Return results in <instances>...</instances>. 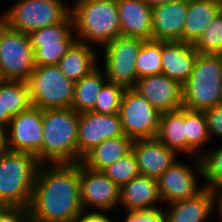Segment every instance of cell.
<instances>
[{"label": "cell", "mask_w": 222, "mask_h": 222, "mask_svg": "<svg viewBox=\"0 0 222 222\" xmlns=\"http://www.w3.org/2000/svg\"><path fill=\"white\" fill-rule=\"evenodd\" d=\"M217 146L199 156L204 188L211 191L222 188V145Z\"/></svg>", "instance_id": "cell-31"}, {"label": "cell", "mask_w": 222, "mask_h": 222, "mask_svg": "<svg viewBox=\"0 0 222 222\" xmlns=\"http://www.w3.org/2000/svg\"><path fill=\"white\" fill-rule=\"evenodd\" d=\"M97 50V51H96ZM100 50L93 46L76 41L60 59L57 67L73 82L90 74L99 66Z\"/></svg>", "instance_id": "cell-22"}, {"label": "cell", "mask_w": 222, "mask_h": 222, "mask_svg": "<svg viewBox=\"0 0 222 222\" xmlns=\"http://www.w3.org/2000/svg\"><path fill=\"white\" fill-rule=\"evenodd\" d=\"M119 114L123 132L132 141L156 137L161 113L133 88L125 89Z\"/></svg>", "instance_id": "cell-10"}, {"label": "cell", "mask_w": 222, "mask_h": 222, "mask_svg": "<svg viewBox=\"0 0 222 222\" xmlns=\"http://www.w3.org/2000/svg\"><path fill=\"white\" fill-rule=\"evenodd\" d=\"M145 1L147 2L148 5H150L151 7H154L160 4H165L172 0H145Z\"/></svg>", "instance_id": "cell-43"}, {"label": "cell", "mask_w": 222, "mask_h": 222, "mask_svg": "<svg viewBox=\"0 0 222 222\" xmlns=\"http://www.w3.org/2000/svg\"><path fill=\"white\" fill-rule=\"evenodd\" d=\"M121 36L152 40V7L145 0H117Z\"/></svg>", "instance_id": "cell-20"}, {"label": "cell", "mask_w": 222, "mask_h": 222, "mask_svg": "<svg viewBox=\"0 0 222 222\" xmlns=\"http://www.w3.org/2000/svg\"><path fill=\"white\" fill-rule=\"evenodd\" d=\"M155 138L178 155L186 156V109L161 113Z\"/></svg>", "instance_id": "cell-24"}, {"label": "cell", "mask_w": 222, "mask_h": 222, "mask_svg": "<svg viewBox=\"0 0 222 222\" xmlns=\"http://www.w3.org/2000/svg\"><path fill=\"white\" fill-rule=\"evenodd\" d=\"M81 203L84 210H117L120 200V187L103 171H95L79 162Z\"/></svg>", "instance_id": "cell-13"}, {"label": "cell", "mask_w": 222, "mask_h": 222, "mask_svg": "<svg viewBox=\"0 0 222 222\" xmlns=\"http://www.w3.org/2000/svg\"><path fill=\"white\" fill-rule=\"evenodd\" d=\"M193 46L198 53L222 55V15L220 13L211 21Z\"/></svg>", "instance_id": "cell-33"}, {"label": "cell", "mask_w": 222, "mask_h": 222, "mask_svg": "<svg viewBox=\"0 0 222 222\" xmlns=\"http://www.w3.org/2000/svg\"><path fill=\"white\" fill-rule=\"evenodd\" d=\"M75 42H60V45L32 46L36 66L57 65Z\"/></svg>", "instance_id": "cell-35"}, {"label": "cell", "mask_w": 222, "mask_h": 222, "mask_svg": "<svg viewBox=\"0 0 222 222\" xmlns=\"http://www.w3.org/2000/svg\"><path fill=\"white\" fill-rule=\"evenodd\" d=\"M218 0H188L183 41L194 43L220 11Z\"/></svg>", "instance_id": "cell-23"}, {"label": "cell", "mask_w": 222, "mask_h": 222, "mask_svg": "<svg viewBox=\"0 0 222 222\" xmlns=\"http://www.w3.org/2000/svg\"><path fill=\"white\" fill-rule=\"evenodd\" d=\"M7 150L6 129L0 127V154L6 152Z\"/></svg>", "instance_id": "cell-42"}, {"label": "cell", "mask_w": 222, "mask_h": 222, "mask_svg": "<svg viewBox=\"0 0 222 222\" xmlns=\"http://www.w3.org/2000/svg\"><path fill=\"white\" fill-rule=\"evenodd\" d=\"M39 166L32 154L9 150L0 154V202L4 207H30Z\"/></svg>", "instance_id": "cell-4"}, {"label": "cell", "mask_w": 222, "mask_h": 222, "mask_svg": "<svg viewBox=\"0 0 222 222\" xmlns=\"http://www.w3.org/2000/svg\"><path fill=\"white\" fill-rule=\"evenodd\" d=\"M119 206L130 211L162 209L158 180L142 174L133 178L120 187Z\"/></svg>", "instance_id": "cell-19"}, {"label": "cell", "mask_w": 222, "mask_h": 222, "mask_svg": "<svg viewBox=\"0 0 222 222\" xmlns=\"http://www.w3.org/2000/svg\"><path fill=\"white\" fill-rule=\"evenodd\" d=\"M63 0H18L2 11V22L24 34L61 23L70 14ZM67 5V6H66Z\"/></svg>", "instance_id": "cell-6"}, {"label": "cell", "mask_w": 222, "mask_h": 222, "mask_svg": "<svg viewBox=\"0 0 222 222\" xmlns=\"http://www.w3.org/2000/svg\"><path fill=\"white\" fill-rule=\"evenodd\" d=\"M124 91V87L106 82L96 98V104L92 111L99 114L119 113Z\"/></svg>", "instance_id": "cell-34"}, {"label": "cell", "mask_w": 222, "mask_h": 222, "mask_svg": "<svg viewBox=\"0 0 222 222\" xmlns=\"http://www.w3.org/2000/svg\"><path fill=\"white\" fill-rule=\"evenodd\" d=\"M0 222H31L30 208L4 207L0 211Z\"/></svg>", "instance_id": "cell-38"}, {"label": "cell", "mask_w": 222, "mask_h": 222, "mask_svg": "<svg viewBox=\"0 0 222 222\" xmlns=\"http://www.w3.org/2000/svg\"><path fill=\"white\" fill-rule=\"evenodd\" d=\"M6 137L9 151L32 154L42 164L43 110L31 105L13 116Z\"/></svg>", "instance_id": "cell-12"}, {"label": "cell", "mask_w": 222, "mask_h": 222, "mask_svg": "<svg viewBox=\"0 0 222 222\" xmlns=\"http://www.w3.org/2000/svg\"><path fill=\"white\" fill-rule=\"evenodd\" d=\"M4 208V206L0 202V211Z\"/></svg>", "instance_id": "cell-45"}, {"label": "cell", "mask_w": 222, "mask_h": 222, "mask_svg": "<svg viewBox=\"0 0 222 222\" xmlns=\"http://www.w3.org/2000/svg\"><path fill=\"white\" fill-rule=\"evenodd\" d=\"M165 206L164 222H208L215 215L213 191L207 188L192 198Z\"/></svg>", "instance_id": "cell-21"}, {"label": "cell", "mask_w": 222, "mask_h": 222, "mask_svg": "<svg viewBox=\"0 0 222 222\" xmlns=\"http://www.w3.org/2000/svg\"><path fill=\"white\" fill-rule=\"evenodd\" d=\"M103 173L119 187L141 174L132 150L105 168Z\"/></svg>", "instance_id": "cell-32"}, {"label": "cell", "mask_w": 222, "mask_h": 222, "mask_svg": "<svg viewBox=\"0 0 222 222\" xmlns=\"http://www.w3.org/2000/svg\"><path fill=\"white\" fill-rule=\"evenodd\" d=\"M106 212V213H104ZM110 211L83 210L76 222H116L107 214Z\"/></svg>", "instance_id": "cell-39"}, {"label": "cell", "mask_w": 222, "mask_h": 222, "mask_svg": "<svg viewBox=\"0 0 222 222\" xmlns=\"http://www.w3.org/2000/svg\"><path fill=\"white\" fill-rule=\"evenodd\" d=\"M189 158L193 160L192 166L177 159L157 179L163 206L192 198L204 189V185L199 183L203 181L200 160L197 157Z\"/></svg>", "instance_id": "cell-11"}, {"label": "cell", "mask_w": 222, "mask_h": 222, "mask_svg": "<svg viewBox=\"0 0 222 222\" xmlns=\"http://www.w3.org/2000/svg\"><path fill=\"white\" fill-rule=\"evenodd\" d=\"M0 95L3 114H10L13 117L31 106L29 85L26 81L1 80Z\"/></svg>", "instance_id": "cell-28"}, {"label": "cell", "mask_w": 222, "mask_h": 222, "mask_svg": "<svg viewBox=\"0 0 222 222\" xmlns=\"http://www.w3.org/2000/svg\"><path fill=\"white\" fill-rule=\"evenodd\" d=\"M203 112L206 117L210 139L213 142L215 140L213 137L216 139L218 137V142L222 141V104L207 108Z\"/></svg>", "instance_id": "cell-36"}, {"label": "cell", "mask_w": 222, "mask_h": 222, "mask_svg": "<svg viewBox=\"0 0 222 222\" xmlns=\"http://www.w3.org/2000/svg\"><path fill=\"white\" fill-rule=\"evenodd\" d=\"M79 163L40 164L30 205L31 222H76L81 203Z\"/></svg>", "instance_id": "cell-1"}, {"label": "cell", "mask_w": 222, "mask_h": 222, "mask_svg": "<svg viewBox=\"0 0 222 222\" xmlns=\"http://www.w3.org/2000/svg\"><path fill=\"white\" fill-rule=\"evenodd\" d=\"M133 141L126 135L107 139L89 151L81 163L95 171H103L131 151Z\"/></svg>", "instance_id": "cell-25"}, {"label": "cell", "mask_w": 222, "mask_h": 222, "mask_svg": "<svg viewBox=\"0 0 222 222\" xmlns=\"http://www.w3.org/2000/svg\"><path fill=\"white\" fill-rule=\"evenodd\" d=\"M34 49L28 34L0 23V77L2 80L28 81L35 70Z\"/></svg>", "instance_id": "cell-8"}, {"label": "cell", "mask_w": 222, "mask_h": 222, "mask_svg": "<svg viewBox=\"0 0 222 222\" xmlns=\"http://www.w3.org/2000/svg\"><path fill=\"white\" fill-rule=\"evenodd\" d=\"M78 123L71 107L43 109L42 164L78 163Z\"/></svg>", "instance_id": "cell-3"}, {"label": "cell", "mask_w": 222, "mask_h": 222, "mask_svg": "<svg viewBox=\"0 0 222 222\" xmlns=\"http://www.w3.org/2000/svg\"><path fill=\"white\" fill-rule=\"evenodd\" d=\"M211 141L204 112L186 109V156L199 158Z\"/></svg>", "instance_id": "cell-27"}, {"label": "cell", "mask_w": 222, "mask_h": 222, "mask_svg": "<svg viewBox=\"0 0 222 222\" xmlns=\"http://www.w3.org/2000/svg\"><path fill=\"white\" fill-rule=\"evenodd\" d=\"M219 13L222 15V3H221V6H220V11Z\"/></svg>", "instance_id": "cell-44"}, {"label": "cell", "mask_w": 222, "mask_h": 222, "mask_svg": "<svg viewBox=\"0 0 222 222\" xmlns=\"http://www.w3.org/2000/svg\"><path fill=\"white\" fill-rule=\"evenodd\" d=\"M11 118L10 114H3L2 95H0V127L7 129Z\"/></svg>", "instance_id": "cell-41"}, {"label": "cell", "mask_w": 222, "mask_h": 222, "mask_svg": "<svg viewBox=\"0 0 222 222\" xmlns=\"http://www.w3.org/2000/svg\"><path fill=\"white\" fill-rule=\"evenodd\" d=\"M133 151L140 173L158 179L180 156L156 138L135 140Z\"/></svg>", "instance_id": "cell-17"}, {"label": "cell", "mask_w": 222, "mask_h": 222, "mask_svg": "<svg viewBox=\"0 0 222 222\" xmlns=\"http://www.w3.org/2000/svg\"><path fill=\"white\" fill-rule=\"evenodd\" d=\"M145 40L119 36L103 47L100 67L104 70L107 82L115 83L125 89L134 88L138 76L135 61Z\"/></svg>", "instance_id": "cell-9"}, {"label": "cell", "mask_w": 222, "mask_h": 222, "mask_svg": "<svg viewBox=\"0 0 222 222\" xmlns=\"http://www.w3.org/2000/svg\"><path fill=\"white\" fill-rule=\"evenodd\" d=\"M70 14L78 42L97 49L121 36L117 0H74Z\"/></svg>", "instance_id": "cell-2"}, {"label": "cell", "mask_w": 222, "mask_h": 222, "mask_svg": "<svg viewBox=\"0 0 222 222\" xmlns=\"http://www.w3.org/2000/svg\"><path fill=\"white\" fill-rule=\"evenodd\" d=\"M213 197L215 216L218 217L219 222H222V188L213 190Z\"/></svg>", "instance_id": "cell-40"}, {"label": "cell", "mask_w": 222, "mask_h": 222, "mask_svg": "<svg viewBox=\"0 0 222 222\" xmlns=\"http://www.w3.org/2000/svg\"><path fill=\"white\" fill-rule=\"evenodd\" d=\"M197 55L192 43L161 41L162 74L182 86L192 73Z\"/></svg>", "instance_id": "cell-18"}, {"label": "cell", "mask_w": 222, "mask_h": 222, "mask_svg": "<svg viewBox=\"0 0 222 222\" xmlns=\"http://www.w3.org/2000/svg\"><path fill=\"white\" fill-rule=\"evenodd\" d=\"M138 79L162 73L161 41L145 40L138 52L136 61Z\"/></svg>", "instance_id": "cell-30"}, {"label": "cell", "mask_w": 222, "mask_h": 222, "mask_svg": "<svg viewBox=\"0 0 222 222\" xmlns=\"http://www.w3.org/2000/svg\"><path fill=\"white\" fill-rule=\"evenodd\" d=\"M188 0H172L152 7V40L183 41Z\"/></svg>", "instance_id": "cell-16"}, {"label": "cell", "mask_w": 222, "mask_h": 222, "mask_svg": "<svg viewBox=\"0 0 222 222\" xmlns=\"http://www.w3.org/2000/svg\"><path fill=\"white\" fill-rule=\"evenodd\" d=\"M222 104V55L198 53L182 85V107L203 111Z\"/></svg>", "instance_id": "cell-5"}, {"label": "cell", "mask_w": 222, "mask_h": 222, "mask_svg": "<svg viewBox=\"0 0 222 222\" xmlns=\"http://www.w3.org/2000/svg\"><path fill=\"white\" fill-rule=\"evenodd\" d=\"M27 82L32 106L42 110L72 106L75 82L57 65L36 66Z\"/></svg>", "instance_id": "cell-7"}, {"label": "cell", "mask_w": 222, "mask_h": 222, "mask_svg": "<svg viewBox=\"0 0 222 222\" xmlns=\"http://www.w3.org/2000/svg\"><path fill=\"white\" fill-rule=\"evenodd\" d=\"M124 222H164L163 210L153 209L147 211H124Z\"/></svg>", "instance_id": "cell-37"}, {"label": "cell", "mask_w": 222, "mask_h": 222, "mask_svg": "<svg viewBox=\"0 0 222 222\" xmlns=\"http://www.w3.org/2000/svg\"><path fill=\"white\" fill-rule=\"evenodd\" d=\"M133 89L160 113L182 108V86L162 73L139 78Z\"/></svg>", "instance_id": "cell-15"}, {"label": "cell", "mask_w": 222, "mask_h": 222, "mask_svg": "<svg viewBox=\"0 0 222 222\" xmlns=\"http://www.w3.org/2000/svg\"><path fill=\"white\" fill-rule=\"evenodd\" d=\"M29 38L31 46H51L60 45V42H76L71 14L61 23L31 32Z\"/></svg>", "instance_id": "cell-29"}, {"label": "cell", "mask_w": 222, "mask_h": 222, "mask_svg": "<svg viewBox=\"0 0 222 222\" xmlns=\"http://www.w3.org/2000/svg\"><path fill=\"white\" fill-rule=\"evenodd\" d=\"M120 114L79 113L78 163L94 147L107 139L124 136Z\"/></svg>", "instance_id": "cell-14"}, {"label": "cell", "mask_w": 222, "mask_h": 222, "mask_svg": "<svg viewBox=\"0 0 222 222\" xmlns=\"http://www.w3.org/2000/svg\"><path fill=\"white\" fill-rule=\"evenodd\" d=\"M106 82L107 78L100 65L90 74L83 76L75 82L71 108L77 113L92 111L96 104V98Z\"/></svg>", "instance_id": "cell-26"}]
</instances>
